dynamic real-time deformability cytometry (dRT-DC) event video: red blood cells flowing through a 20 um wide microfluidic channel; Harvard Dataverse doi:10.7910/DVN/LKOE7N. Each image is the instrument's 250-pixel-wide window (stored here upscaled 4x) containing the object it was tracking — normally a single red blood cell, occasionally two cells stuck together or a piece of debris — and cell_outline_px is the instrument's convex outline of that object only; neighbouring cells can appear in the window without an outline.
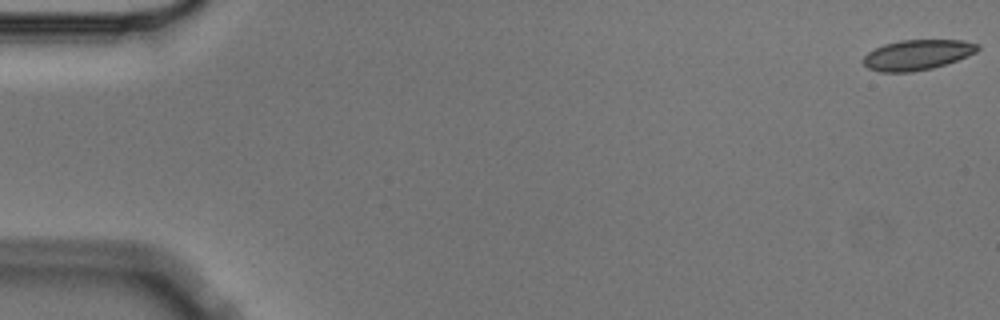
{"species": "Egyptian fruit bat (a non-hibernating species)", "species_latin": "Rousettus aegyptiacus", "temperature_condition": "cold", "stored_images_in_passage": 5, "camera_frame_rate_fps": 3000, "um_per_image_px": 0.085, "animal": {"sex": "male"}, "frame": {"image": 1, "passage_image": 1, "time_ms": 0.0, "image_size_px": [1000, 320], "cell_outline_px": [[980, 48], [976, 52], [956, 60], [932, 68], [912, 72], [880, 72], [868, 68], [864, 64], [864, 56], [868, 52], [884, 44], [900, 40], [964, 40], [980, 44]], "centroid_in_image_um": [77.97, 4.65], "position_along_channel_um": 7.0, "area_um2": 20.06}}
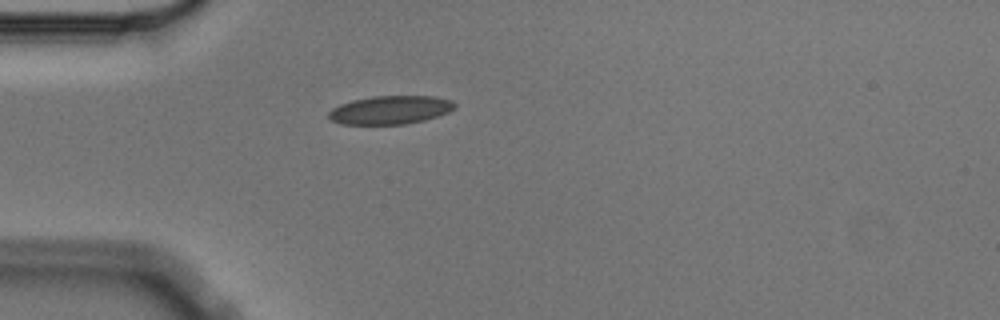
{"frame": {"image": 2, "passage_image": 5, "time_ms": 1.333, "image_size_px": [1000, 320], "cell_outline_px": [[456, 108], [448, 112], [424, 120], [404, 124], [344, 124], [332, 120], [328, 116], [328, 112], [332, 108], [340, 104], [352, 100], [372, 96], [436, 96], [452, 100], [456, 104]], "centroid_in_image_um": [33.19, 9.33], "position_along_channel_um": 51.8, "area_um2": 20.87}}